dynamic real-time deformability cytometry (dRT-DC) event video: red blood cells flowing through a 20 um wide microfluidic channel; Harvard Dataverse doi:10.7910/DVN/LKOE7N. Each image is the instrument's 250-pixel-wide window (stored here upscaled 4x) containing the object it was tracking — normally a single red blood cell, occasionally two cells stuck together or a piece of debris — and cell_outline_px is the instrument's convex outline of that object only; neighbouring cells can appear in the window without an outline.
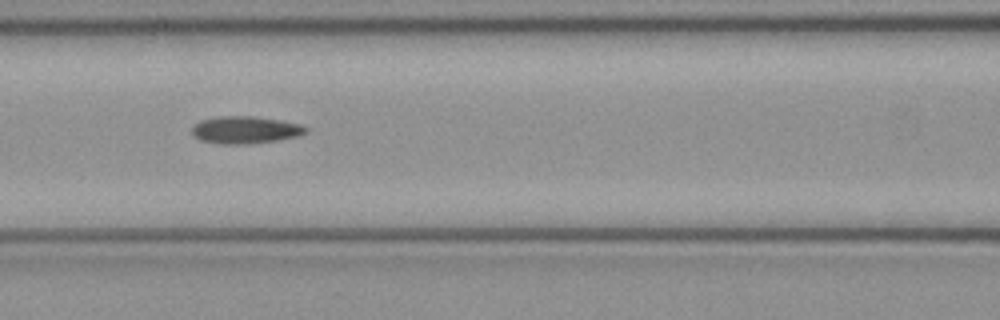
{"species": "common noctule bat (a hibernating species)", "species_latin": "Nyctalus noctula", "temperature_condition": "cold", "stored_images_in_passage": 9, "camera_frame_rate_fps": 3000, "um_per_image_px": 0.085, "animal": {"sex": "female", "body_mass_g": 21.9}, "frame": {"image": 1, "passage_image": 6, "time_ms": 1.667, "image_size_px": [1000, 320], "cell_outline_px": [[308, 132], [300, 136], [276, 140], [244, 144], [220, 144], [200, 140], [192, 136], [192, 124], [200, 120], [216, 116], [252, 116], [280, 120], [300, 124], [308, 128]], "centroid_in_image_um": [20.81, 11.03], "position_along_channel_um": 145.8, "area_um2": 18.32}}
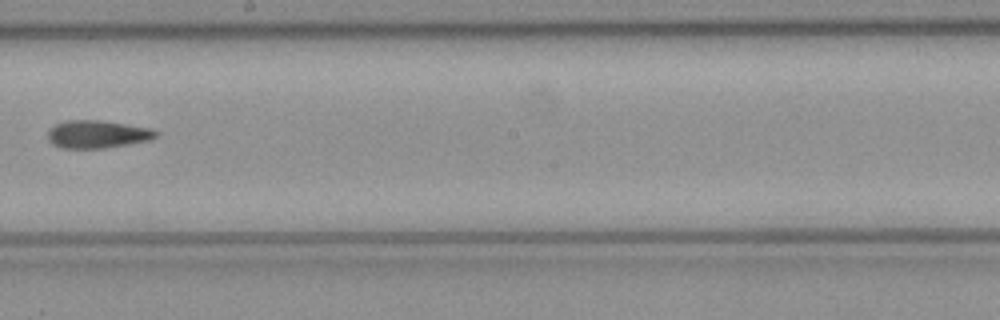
{"frame": {"image": 2, "passage_image": 8, "time_ms": 2.333, "image_size_px": [1000, 320], "cell_outline_px": [[160, 132], [156, 136], [148, 140], [128, 144], [104, 148], [60, 148], [52, 144], [48, 140], [48, 128], [64, 120], [104, 120], [152, 128]], "centroid_in_image_um": [8.26, 11.39], "position_along_channel_um": 239.9, "area_um2": 17.74}}
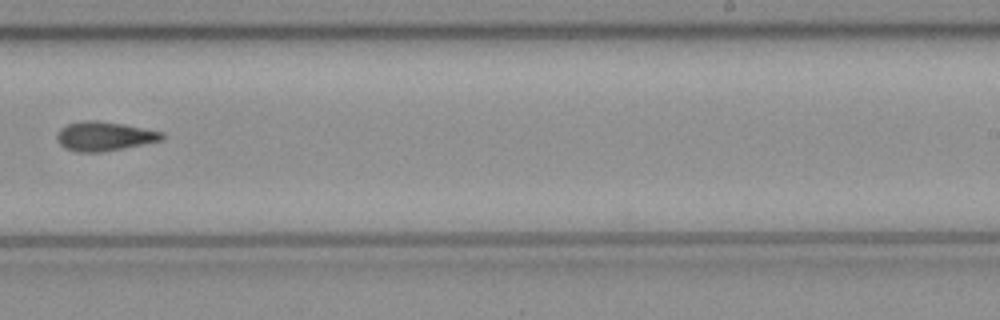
{"frame": {"image": 3, "passage_image": 9, "time_ms": 2.667, "image_size_px": [1000, 320], "cell_outline_px": [[164, 140], [100, 152], [76, 152], [64, 148], [56, 140], [56, 136], [60, 128], [68, 124], [84, 120], [96, 120], [124, 124], [164, 132]], "centroid_in_image_um": [8.85, 11.57], "position_along_channel_um": 280.2, "area_um2": 17.92}}